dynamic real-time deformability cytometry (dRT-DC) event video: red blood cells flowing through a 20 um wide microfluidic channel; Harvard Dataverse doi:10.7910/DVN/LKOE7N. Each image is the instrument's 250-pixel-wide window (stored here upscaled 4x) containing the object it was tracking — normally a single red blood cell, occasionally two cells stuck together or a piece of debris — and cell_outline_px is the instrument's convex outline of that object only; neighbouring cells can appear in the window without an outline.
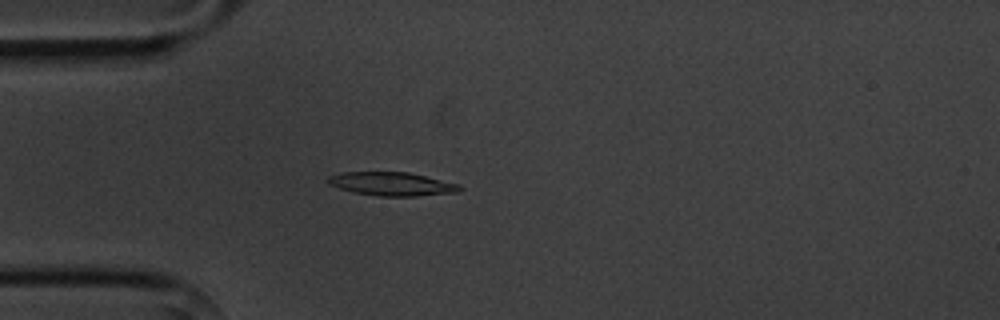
{"species": "common noctule bat (a hibernating species)", "species_latin": "Nyctalus noctula", "temperature_condition": "cold", "stored_images_in_passage": 3, "camera_frame_rate_fps": 3000, "um_per_image_px": 0.085, "animal": {"sex": "male", "body_mass_g": 20.1, "forearm_length_mm": 53.5}, "frame": {"image": 1, "passage_image": 3, "time_ms": 2.333, "image_size_px": [1000, 320], "cell_outline_px": [[464, 188], [460, 192], [416, 196], [380, 196], [352, 192], [328, 184], [324, 180], [328, 176], [340, 172], [408, 172], [460, 184]], "centroid_in_image_um": [33.3, 15.63], "position_along_channel_um": 51.7, "area_um2": 18.26}}